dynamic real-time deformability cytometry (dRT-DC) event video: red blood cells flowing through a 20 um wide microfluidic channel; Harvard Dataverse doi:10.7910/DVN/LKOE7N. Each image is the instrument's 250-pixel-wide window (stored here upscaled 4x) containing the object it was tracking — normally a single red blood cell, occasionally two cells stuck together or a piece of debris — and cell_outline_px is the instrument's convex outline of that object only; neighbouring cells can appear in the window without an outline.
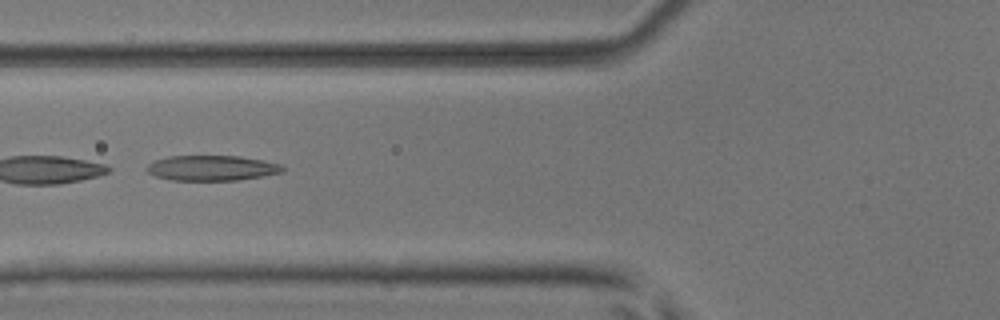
{"species": "common noctule bat (a hibernating species)", "species_latin": "Nyctalus noctula", "temperature_condition": "room temperature", "stored_images_in_passage": 37, "camera_frame_rate_fps": 3000, "um_per_image_px": 0.085, "animal": {"sex": "male", "body_mass_g": 17.9, "forearm_length_mm": 54.2}, "frame": {"image": 1, "passage_image": 6, "time_ms": 1.667, "image_size_px": [1000, 320], "cell_outline_px": [[284, 172], [236, 180], [172, 180], [156, 176], [148, 172], [144, 168], [148, 164], [156, 160], [168, 156], [240, 156], [264, 160], [280, 164], [284, 168]], "centroid_in_image_um": [17.99, 14.27], "position_along_channel_um": 107.8, "area_um2": 19.88}, "authors_computed_cell_mechanics": {"area_um2": 20.1722, "velocity_mm_per_s": 3.9709, "shape_relaxation_time_tau1_ms": 2.191, "shape_relaxation_time_tau2_ms": 3.4561, "deformation_change_tau1": 0.2767, "deformation_change_tau2": 0.1595}}